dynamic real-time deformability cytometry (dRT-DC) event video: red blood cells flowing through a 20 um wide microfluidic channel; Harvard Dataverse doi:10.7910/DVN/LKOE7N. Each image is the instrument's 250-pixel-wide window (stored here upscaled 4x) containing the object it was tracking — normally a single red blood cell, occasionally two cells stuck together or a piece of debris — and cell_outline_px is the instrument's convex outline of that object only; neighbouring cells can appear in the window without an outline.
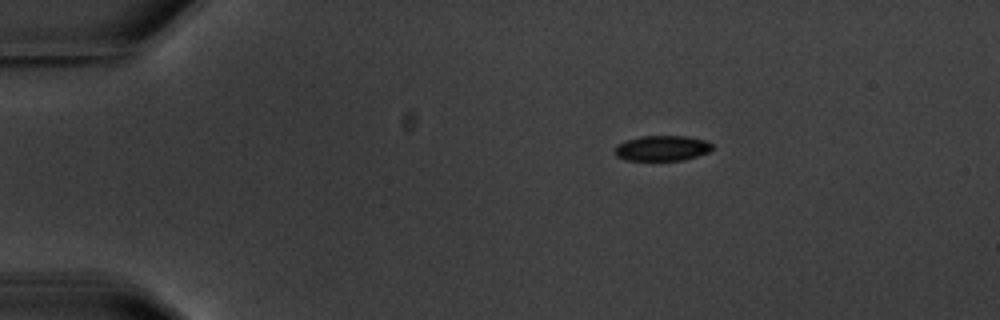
{"species": "common noctule bat (a hibernating species)", "species_latin": "Nyctalus noctula", "temperature_condition": "warm", "stored_images_in_passage": 8, "segment_of_instrument_passage": [2, 2], "camera_frame_rate_fps": 3000, "um_per_image_px": 0.085, "animal": {"sex": "male", "body_mass_g": 20.1, "forearm_length_mm": 53.5}, "frame": {"image": 1, "passage_image": 3, "time_ms": 7.333, "image_size_px": [1000, 320], "cell_outline_px": [[712, 148], [708, 152], [684, 160], [628, 160], [616, 156], [616, 148], [620, 144], [628, 140], [640, 136], [688, 136], [704, 140], [712, 144]], "centroid_in_image_um": [56.31, 12.59], "position_along_channel_um": 28.7, "area_um2": 14.1}}
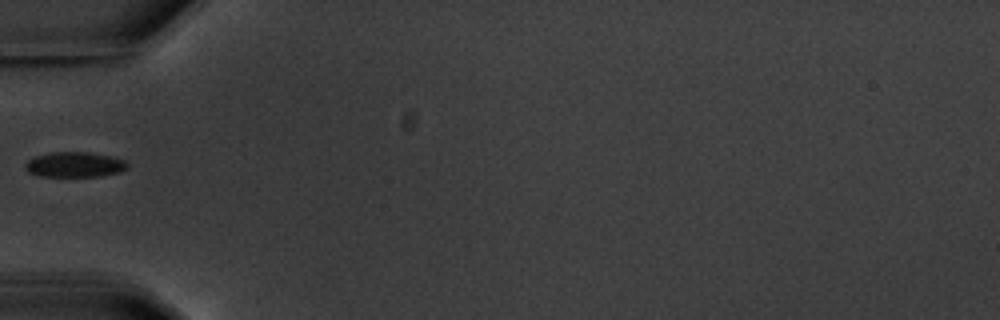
{"frame": {"image": 2, "passage_image": 6, "time_ms": 10.667, "image_size_px": [1000, 320], "cell_outline_px": [[128, 168], [120, 172], [100, 176], [40, 176], [28, 172], [24, 168], [24, 164], [32, 156], [52, 152], [88, 152], [112, 156], [124, 160], [128, 164]], "centroid_in_image_um": [6.32, 13.98], "position_along_channel_um": 78.7, "area_um2": 15.14}}